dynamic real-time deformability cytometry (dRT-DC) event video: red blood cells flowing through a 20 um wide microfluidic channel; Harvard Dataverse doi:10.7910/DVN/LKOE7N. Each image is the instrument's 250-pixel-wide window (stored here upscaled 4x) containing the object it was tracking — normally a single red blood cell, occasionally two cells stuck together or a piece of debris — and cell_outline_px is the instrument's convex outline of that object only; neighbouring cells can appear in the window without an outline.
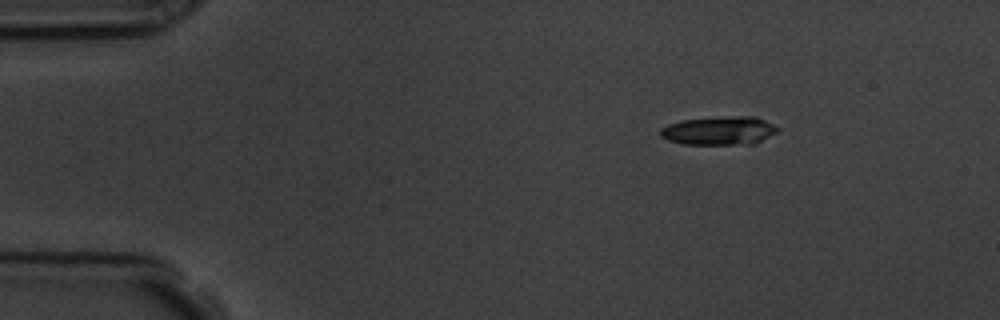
{"species": "common noctule bat (a hibernating species)", "species_latin": "Nyctalus noctula", "temperature_condition": "room temperature", "stored_images_in_passage": 4, "camera_frame_rate_fps": 3000, "um_per_image_px": 0.085, "animal": {"sex": "male", "body_mass_g": 19.5, "forearm_length_mm": 54.6}, "frame": {"image": 1, "passage_image": 1, "time_ms": 0.0, "image_size_px": [1000, 320], "cell_outline_px": [[780, 128], [776, 132], [752, 144], [684, 144], [668, 140], [660, 136], [660, 128], [668, 124], [680, 120], [732, 116], [756, 116]], "centroid_in_image_um": [61.1, 11.1], "position_along_channel_um": 23.9, "area_um2": 19.36}}
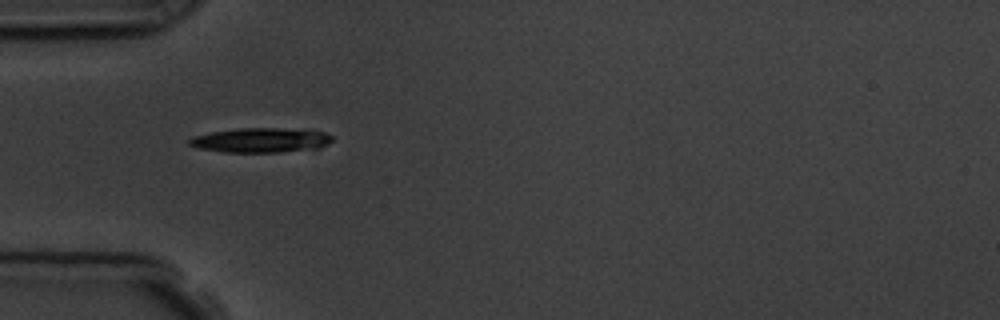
{"frame": {"image": 2, "passage_image": 3, "time_ms": 3.0, "image_size_px": [1000, 320], "cell_outline_px": [[332, 140], [328, 144], [320, 148], [280, 152], [224, 152], [200, 148], [188, 144], [188, 140], [192, 136], [212, 132], [240, 128], [312, 128], [324, 132], [332, 136]], "centroid_in_image_um": [22.25, 11.9], "position_along_channel_um": 62.8, "area_um2": 20.81}}